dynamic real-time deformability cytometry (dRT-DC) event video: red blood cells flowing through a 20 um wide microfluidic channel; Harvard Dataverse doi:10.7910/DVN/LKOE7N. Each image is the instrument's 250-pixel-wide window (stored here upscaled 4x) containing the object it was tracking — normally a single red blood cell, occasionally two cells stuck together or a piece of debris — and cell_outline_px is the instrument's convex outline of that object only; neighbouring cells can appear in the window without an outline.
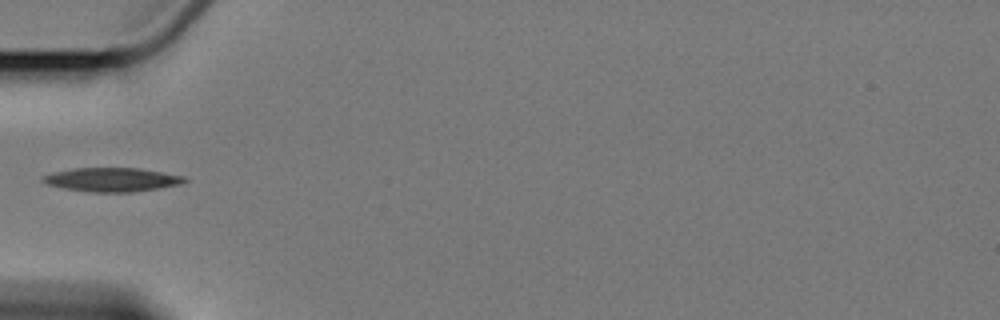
{"species": "Egyptian fruit bat (a non-hibernating species)", "species_latin": "Rousettus aegyptiacus", "temperature_condition": "cold", "stored_images_in_passage": 5, "camera_frame_rate_fps": 3000, "um_per_image_px": 0.085, "animal": {"sex": "female"}, "frame": {"image": 1, "passage_image": 1, "time_ms": 0.0, "image_size_px": [1000, 320], "cell_outline_px": [[188, 180], [180, 184], [132, 192], [92, 192], [64, 188], [48, 184], [40, 180], [44, 176], [52, 172], [76, 168], [140, 168], [184, 176]], "centroid_in_image_um": [9.51, 15.26], "position_along_channel_um": 75.5, "area_um2": 19.48}}
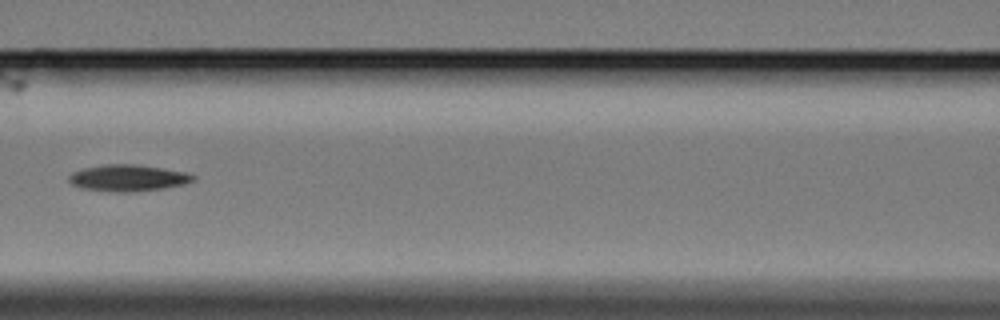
{"frame": {"image": 2, "passage_image": 3, "time_ms": 2.333, "image_size_px": [1000, 320], "cell_outline_px": [[196, 180], [184, 184], [164, 188], [132, 192], [108, 192], [80, 188], [72, 184], [68, 180], [68, 176], [72, 172], [84, 168], [108, 164], [132, 164], [164, 168], [184, 172], [196, 176]], "centroid_in_image_um": [10.86, 15.14], "position_along_channel_um": 155.7, "area_um2": 19.31}}
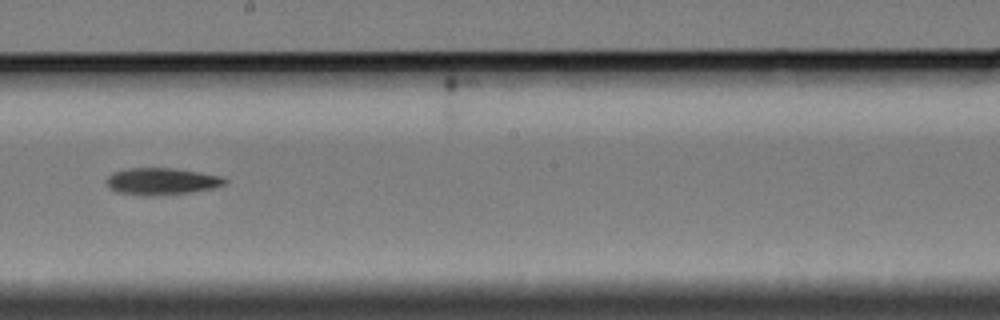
{"frame": {"image": 3, "passage_image": 5, "time_ms": 4.667, "image_size_px": [1000, 320], "cell_outline_px": [[228, 180], [224, 184], [216, 188], [188, 192], [144, 196], [140, 196], [116, 192], [108, 184], [108, 176], [112, 172], [128, 168], [172, 168], [200, 172], [224, 176]], "centroid_in_image_um": [13.77, 15.4], "position_along_channel_um": 234.4, "area_um2": 18.5}}